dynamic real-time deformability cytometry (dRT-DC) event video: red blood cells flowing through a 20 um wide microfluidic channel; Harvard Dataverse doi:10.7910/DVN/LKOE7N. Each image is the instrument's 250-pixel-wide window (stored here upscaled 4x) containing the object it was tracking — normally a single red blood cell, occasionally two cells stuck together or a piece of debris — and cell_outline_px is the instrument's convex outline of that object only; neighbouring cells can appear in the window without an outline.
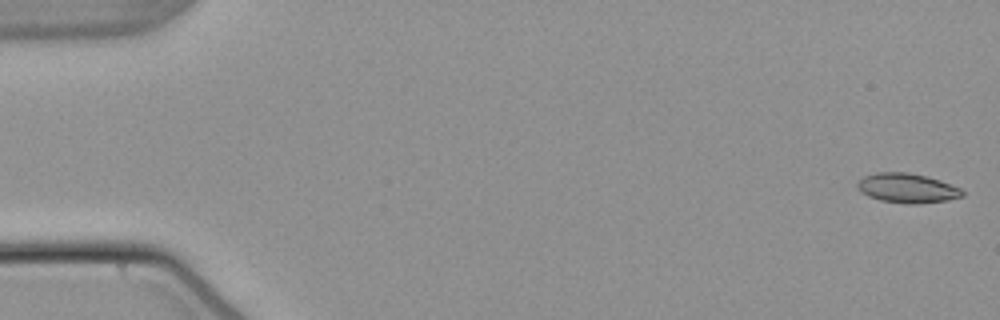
{"species": "common noctule bat (a hibernating species)", "species_latin": "Nyctalus noctula", "temperature_condition": "warm", "stored_images_in_passage": 54, "camera_frame_rate_fps": 3000, "um_per_image_px": 0.085, "animal": {"sex": "male", "body_mass_g": 21.5, "forearm_length_mm": 52.0}, "frame": {"image": 1, "passage_image": 1, "time_ms": 0.0, "image_size_px": [1000, 320], "cell_outline_px": [[964, 196], [948, 200], [916, 204], [908, 204], [880, 200], [868, 196], [860, 192], [856, 184], [864, 176], [876, 172], [908, 172], [940, 180], [960, 188], [964, 192]], "centroid_in_image_um": [77.1, 15.99], "position_along_channel_um": 7.9, "area_um2": 18.03}}
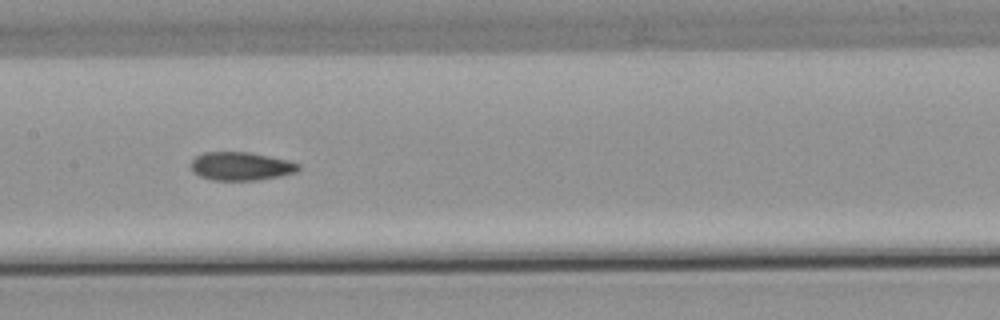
{"frame": {"image": 2, "passage_image": 27, "time_ms": 8.667, "image_size_px": [1000, 320], "cell_outline_px": [[300, 168], [296, 172], [280, 176], [256, 180], [212, 180], [200, 176], [192, 172], [188, 164], [196, 156], [204, 152], [248, 152], [288, 160], [300, 164]], "centroid_in_image_um": [20.44, 14.13], "position_along_channel_um": 187.0, "area_um2": 17.86}}
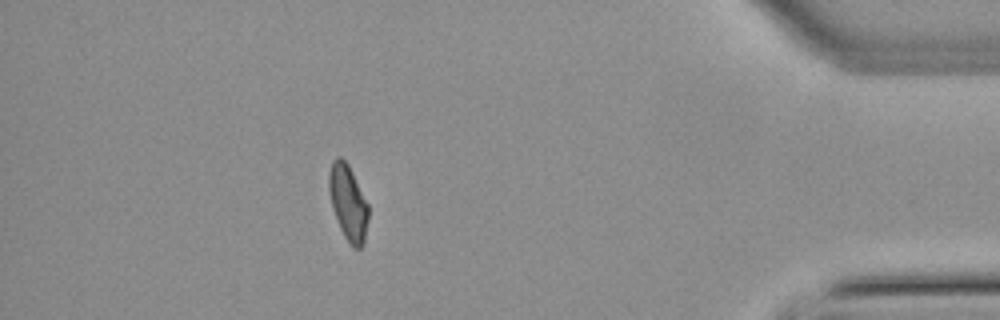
{"frame": {"image": 3, "passage_image": 48, "time_ms": 15.667, "image_size_px": [1000, 320], "cell_outline_px": [[368, 220], [364, 244], [360, 248], [352, 248], [348, 244], [340, 228], [332, 208], [328, 188], [328, 172], [332, 160], [336, 156], [340, 156], [348, 164], [368, 204]], "centroid_in_image_um": [29.57, 17.23], "position_along_channel_um": 405.6, "area_um2": 17.51}, "authors_computed_cell_mechanics": {"area_um2": 17.918, "velocity_mm_per_s": 3.8143, "shape_relaxation_time_tau1_ms": 7.1716, "shape_relaxation_time_tau2_ms": 4.1017, "deformation_change_tau1": 0.1659, "deformation_change_tau2": 0.1011}}